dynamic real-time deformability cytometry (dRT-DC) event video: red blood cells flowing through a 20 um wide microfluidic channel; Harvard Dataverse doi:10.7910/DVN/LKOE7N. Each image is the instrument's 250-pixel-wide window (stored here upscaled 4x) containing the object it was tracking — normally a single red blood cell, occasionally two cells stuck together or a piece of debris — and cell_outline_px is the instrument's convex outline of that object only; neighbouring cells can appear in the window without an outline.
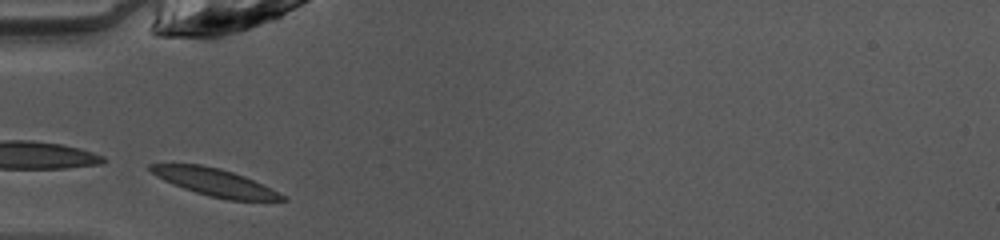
{"species": "common noctule bat (a hibernating species)", "species_latin": "Nyctalus noctula", "temperature_condition": "warm", "stored_images_in_passage": 27, "camera_frame_rate_fps": 3000, "um_per_image_px": 0.085, "animal": {"sex": "female", "body_mass_g": 10.0, "forearm_length_mm": 53.1}, "frame": {"image": 1, "passage_image": 1, "time_ms": 0.0, "image_size_px": [1000, 240], "cell_outline_px": [[288, 200], [228, 200], [208, 196], [184, 188], [164, 180], [156, 176], [148, 168], [148, 164], [200, 164], [220, 168], [244, 176], [284, 196]], "centroid_in_image_um": [18.2, 15.48], "position_along_channel_um": 66.8, "area_um2": 20.52}}
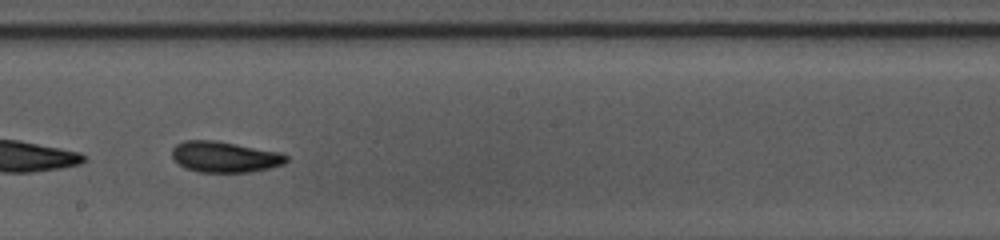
{"frame": {"image": 2, "passage_image": 13, "time_ms": 4.0, "image_size_px": [1000, 240], "cell_outline_px": [[288, 160], [284, 164], [268, 168], [248, 172], [200, 172], [184, 168], [172, 156], [172, 148], [176, 144], [184, 140], [216, 140], [280, 152], [288, 156]], "centroid_in_image_um": [19.1, 13.32], "position_along_channel_um": 229.1, "area_um2": 20.58}}
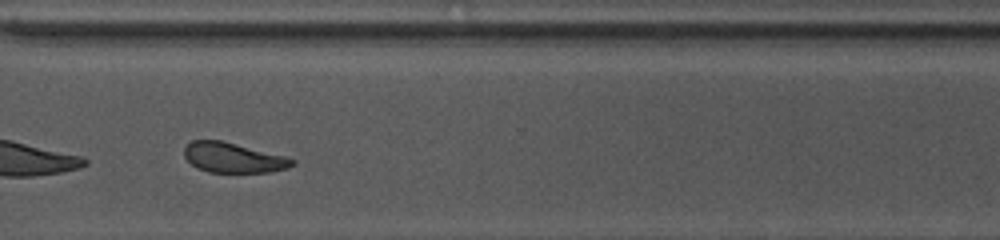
{"frame": {"image": 3, "passage_image": 22, "time_ms": 7.0, "image_size_px": [1000, 240], "cell_outline_px": [[296, 164], [288, 168], [272, 172], [208, 172], [196, 168], [184, 156], [184, 148], [192, 140], [220, 140], [284, 156], [296, 160]], "centroid_in_image_um": [19.83, 13.41], "position_along_channel_um": 350.8, "area_um2": 18.79}, "authors_computed_cell_mechanics": {"area_um2": 19.8254, "velocity_mm_per_s": 4.0625, "shape_relaxation_time_tau1_ms": 2.9375, "shape_relaxation_time_tau2_ms": 2.6371, "deformation_change_tau1": 0.1242, "deformation_change_tau2": 0.0819}}